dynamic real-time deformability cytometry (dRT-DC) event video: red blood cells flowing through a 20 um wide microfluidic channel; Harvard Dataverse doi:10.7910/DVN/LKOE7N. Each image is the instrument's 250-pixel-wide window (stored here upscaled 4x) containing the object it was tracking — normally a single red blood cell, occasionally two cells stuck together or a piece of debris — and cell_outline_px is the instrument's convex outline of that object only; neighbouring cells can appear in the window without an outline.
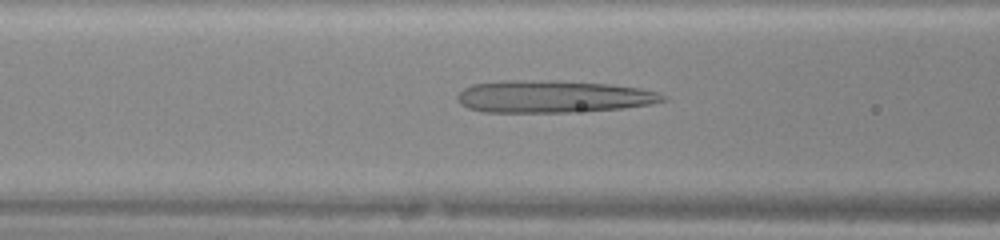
{"species": "human", "species_latin": "Homo sapiens", "temperature_condition": "warm", "stored_images_in_passage": 27, "camera_frame_rate_fps": 3000, "um_per_image_px": 0.085, "donor": {"sex": "female"}, "frame": {"image": 1, "passage_image": 6, "time_ms": 1.667, "image_size_px": [1000, 240], "cell_outline_px": [[668, 100], [652, 104], [624, 108], [572, 112], [484, 112], [468, 108], [460, 104], [456, 100], [456, 96], [464, 88], [472, 84], [500, 80], [556, 80], [608, 84], [640, 88], [656, 92], [668, 96]], "centroid_in_image_um": [47.0, 8.2], "position_along_channel_um": 119.6, "area_um2": 39.07}}
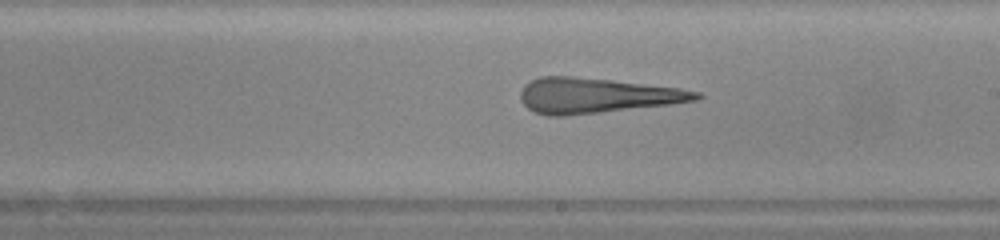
{"frame": {"image": 2, "passage_image": 14, "time_ms": 4.333, "image_size_px": [1000, 240], "cell_outline_px": [[704, 96], [696, 100], [672, 104], [564, 116], [548, 116], [536, 112], [528, 108], [520, 100], [520, 92], [524, 84], [540, 76], [572, 76], [612, 80], [680, 88], [700, 92]], "centroid_in_image_um": [50.69, 8.11], "position_along_channel_um": 238.3, "area_um2": 35.95}}
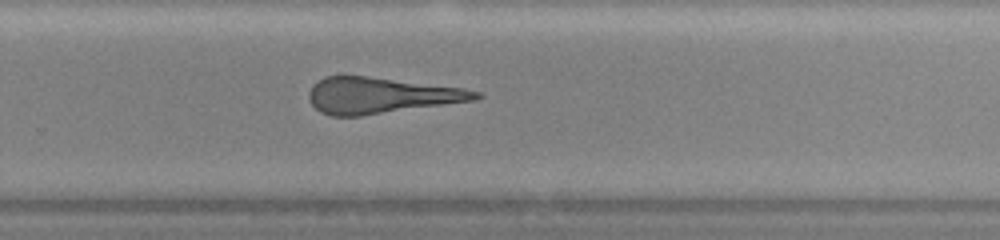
{"frame": {"image": 3, "passage_image": 18, "time_ms": 5.667, "image_size_px": [1000, 240], "cell_outline_px": [[484, 96], [476, 100], [360, 116], [332, 116], [320, 112], [312, 104], [308, 96], [308, 92], [312, 84], [324, 76], [368, 76], [464, 88], [480, 92]], "centroid_in_image_um": [32.36, 8.11], "position_along_channel_um": 297.4, "area_um2": 35.03}}